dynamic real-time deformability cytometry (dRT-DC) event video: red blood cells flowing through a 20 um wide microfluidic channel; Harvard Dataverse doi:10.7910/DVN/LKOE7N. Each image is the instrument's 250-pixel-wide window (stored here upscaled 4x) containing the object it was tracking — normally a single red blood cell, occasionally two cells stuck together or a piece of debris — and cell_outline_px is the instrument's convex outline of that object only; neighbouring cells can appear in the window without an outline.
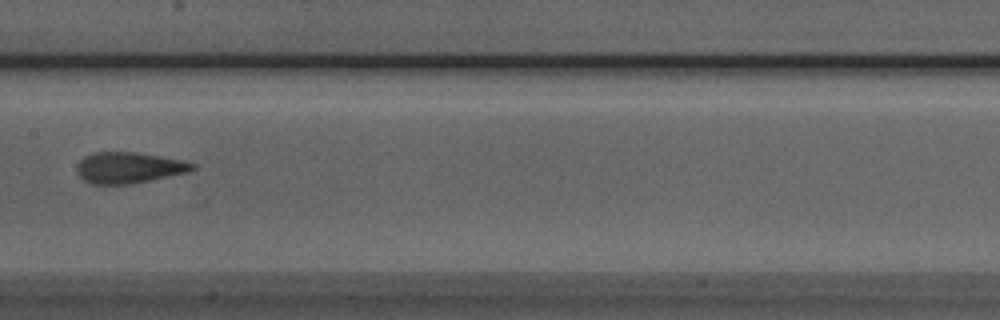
{"species": "Egyptian fruit bat (a non-hibernating species)", "species_latin": "Rousettus aegyptiacus", "temperature_condition": "room temperature", "stored_images_in_passage": 9, "camera_frame_rate_fps": 3000, "um_per_image_px": 0.085, "animal": {"sex": "male"}, "frame": {"image": 1, "passage_image": 9, "time_ms": 9.333, "image_size_px": [1000, 320], "cell_outline_px": [[196, 168], [188, 172], [132, 184], [92, 184], [84, 180], [80, 176], [76, 168], [80, 160], [84, 156], [92, 152], [136, 152], [184, 160], [196, 164]], "centroid_in_image_um": [10.96, 14.25], "position_along_channel_um": 196.4, "area_um2": 20.98}}